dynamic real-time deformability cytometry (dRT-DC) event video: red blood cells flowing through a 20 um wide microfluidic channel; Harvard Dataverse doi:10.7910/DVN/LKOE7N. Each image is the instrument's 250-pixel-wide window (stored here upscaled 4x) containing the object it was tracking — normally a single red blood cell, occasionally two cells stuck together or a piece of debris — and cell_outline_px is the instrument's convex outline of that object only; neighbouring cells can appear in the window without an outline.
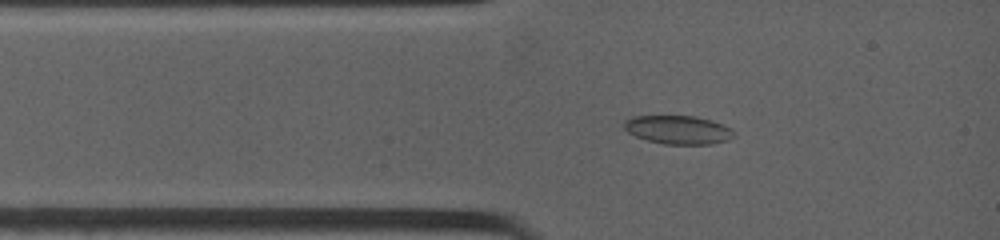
{"species": "common noctule bat (a hibernating species)", "species_latin": "Nyctalus noctula", "temperature_condition": "warm", "stored_images_in_passage": 6, "camera_frame_rate_fps": 4500, "um_per_image_px": 0.085, "animal": {"sex": "female", "body_mass_g": 19.0, "forearm_length_mm": 53.3}, "frame": {"image": 1, "passage_image": 3, "time_ms": 1.333, "image_size_px": [1000, 240], "cell_outline_px": [[736, 136], [728, 140], [712, 144], [664, 144], [648, 140], [636, 136], [628, 132], [624, 128], [624, 120], [632, 116], [696, 116], [712, 120], [724, 124], [732, 128], [736, 132]], "centroid_in_image_um": [57.7, 11.03], "position_along_channel_um": 27.3, "area_um2": 18.5}}
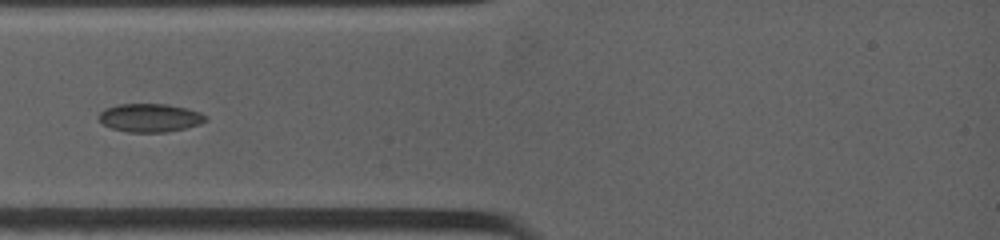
{"frame": {"image": 2, "passage_image": 5, "time_ms": 2.667, "image_size_px": [1000, 240], "cell_outline_px": [[208, 120], [200, 124], [184, 128], [164, 132], [128, 132], [112, 128], [100, 124], [100, 112], [104, 108], [116, 104], [168, 104], [188, 108], [200, 112], [208, 116]], "centroid_in_image_um": [12.76, 10.0], "position_along_channel_um": 72.2, "area_um2": 17.8}}